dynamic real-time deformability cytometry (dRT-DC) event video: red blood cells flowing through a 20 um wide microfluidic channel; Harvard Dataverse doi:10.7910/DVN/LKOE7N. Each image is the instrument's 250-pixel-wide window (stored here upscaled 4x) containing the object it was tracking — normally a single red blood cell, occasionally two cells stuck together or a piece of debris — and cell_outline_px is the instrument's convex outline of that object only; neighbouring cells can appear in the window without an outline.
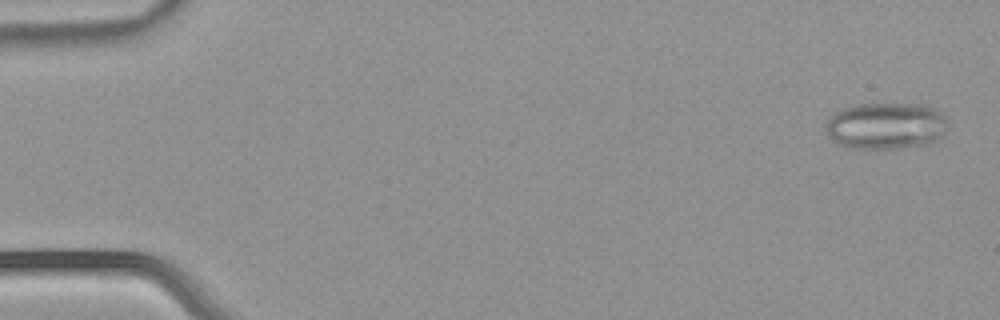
{"species": "common noctule bat (a hibernating species)", "species_latin": "Nyctalus noctula", "temperature_condition": "warm", "stored_images_in_passage": 53, "camera_frame_rate_fps": 3000, "um_per_image_px": 0.085, "animal": {"sex": "male", "body_mass_g": 21.5, "forearm_length_mm": 52.0}, "frame": {"image": 1, "passage_image": 2, "time_ms": 0.333, "image_size_px": [1000, 320], "cell_outline_px": [[948, 128], [932, 144], [900, 148], [852, 148], [840, 144], [832, 140], [828, 136], [828, 120], [836, 112], [844, 108], [860, 104], [920, 104], [932, 108], [940, 112], [948, 120]], "centroid_in_image_um": [75.36, 10.7], "position_along_channel_um": 9.6, "area_um2": 33.0}}
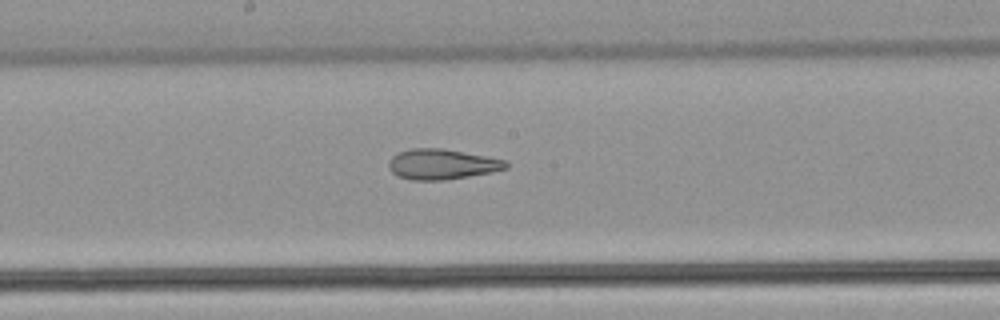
{"frame": {"image": 2, "passage_image": 29, "time_ms": 9.333, "image_size_px": [1000, 320], "cell_outline_px": [[508, 168], [492, 172], [444, 180], [412, 180], [396, 176], [388, 168], [388, 164], [392, 156], [400, 152], [412, 148], [444, 148], [504, 160], [508, 164]], "centroid_in_image_um": [37.53, 13.96], "position_along_channel_um": 210.7, "area_um2": 20.63}}
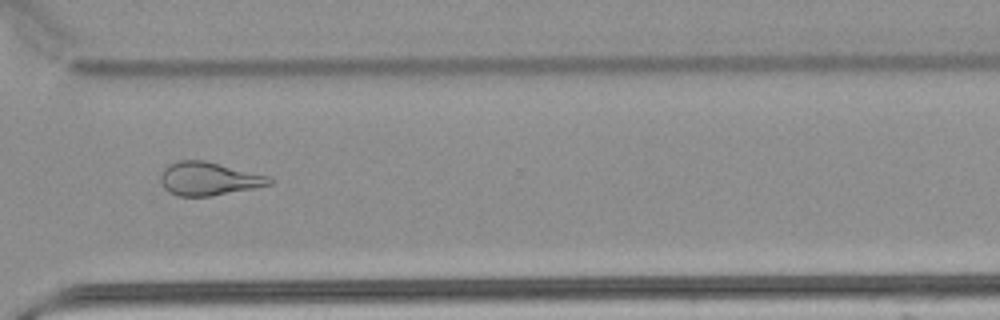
{"frame": {"image": 3, "passage_image": 40, "time_ms": 13.0, "image_size_px": [1000, 320], "cell_outline_px": [[272, 184], [212, 196], [176, 196], [168, 192], [160, 184], [160, 176], [164, 168], [168, 164], [180, 160], [204, 160], [268, 176], [272, 180]], "centroid_in_image_um": [17.67, 15.2], "position_along_channel_um": 352.9, "area_um2": 21.04}, "authors_computed_cell_mechanics": {"area_um2": 25.143, "velocity_mm_per_s": 3.8801, "shape_relaxation_time_tau1_ms": null, "shape_relaxation_time_tau2_ms": 2.9773, "deformation_change_tau1": null, "deformation_change_tau2": 0.1256}}